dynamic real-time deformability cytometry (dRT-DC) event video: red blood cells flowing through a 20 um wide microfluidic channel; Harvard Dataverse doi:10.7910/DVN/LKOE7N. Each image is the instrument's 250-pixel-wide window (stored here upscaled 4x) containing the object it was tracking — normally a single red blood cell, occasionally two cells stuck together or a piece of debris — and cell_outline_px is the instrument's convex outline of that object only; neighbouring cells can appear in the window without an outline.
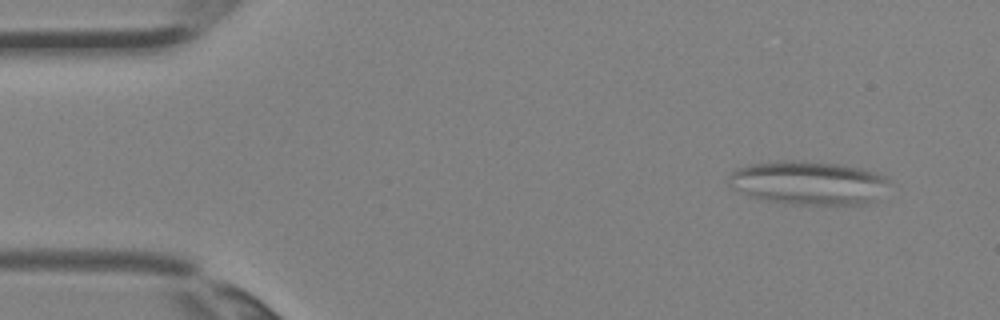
{"species": "Egyptian fruit bat (a non-hibernating species)", "species_latin": "Rousettus aegyptiacus", "temperature_condition": "room temperature", "stored_images_in_passage": 2, "camera_frame_rate_fps": 3000, "um_per_image_px": 0.085, "animal": {"sex": "female"}, "frame": {"image": 1, "passage_image": 1, "time_ms": 0.0, "image_size_px": [1000, 320], "cell_outline_px": [[888, 180], [872, 200], [860, 204], [788, 204], [768, 200], [752, 196], [740, 192], [732, 188], [728, 184], [728, 176], [736, 168], [752, 164], [784, 160], [804, 160], [840, 164], [864, 168], [888, 176]], "centroid_in_image_um": [68.65, 15.51], "position_along_channel_um": 16.4, "area_um2": 40.4}}